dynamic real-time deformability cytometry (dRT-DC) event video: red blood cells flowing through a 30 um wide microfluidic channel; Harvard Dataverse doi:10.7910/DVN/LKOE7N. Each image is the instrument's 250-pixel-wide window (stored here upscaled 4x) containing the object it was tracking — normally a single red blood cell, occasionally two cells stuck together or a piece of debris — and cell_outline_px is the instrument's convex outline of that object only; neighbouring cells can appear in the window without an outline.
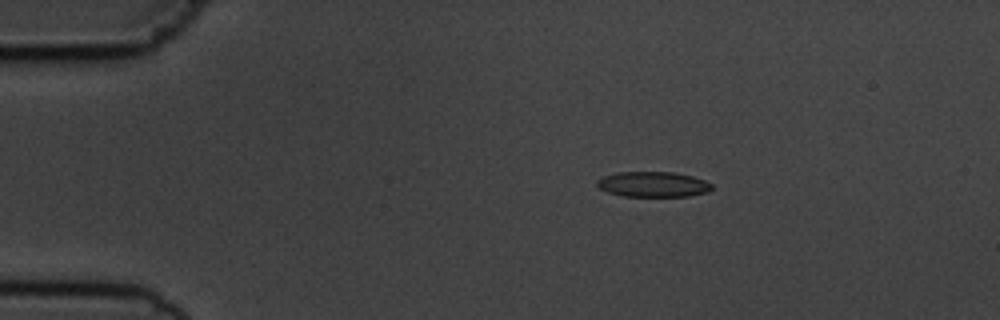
{"species": "common noctule bat (a hibernating species)", "species_latin": "Nyctalus noctula", "temperature_condition": "cold", "stored_images_in_passage": 4, "camera_frame_rate_fps": 3000, "um_per_image_px": 0.085, "animal": {"sex": "male", "body_mass_g": 19.5, "forearm_length_mm": 54.6}, "frame": {"image": 1, "passage_image": 1, "time_ms": 0.0, "image_size_px": [1000, 320], "cell_outline_px": [[712, 188], [708, 192], [688, 196], [620, 196], [608, 192], [600, 188], [596, 184], [596, 180], [604, 176], [616, 172], [676, 172], [692, 176], [704, 180], [712, 184]], "centroid_in_image_um": [55.5, 15.66], "position_along_channel_um": 29.5, "area_um2": 16.99}}
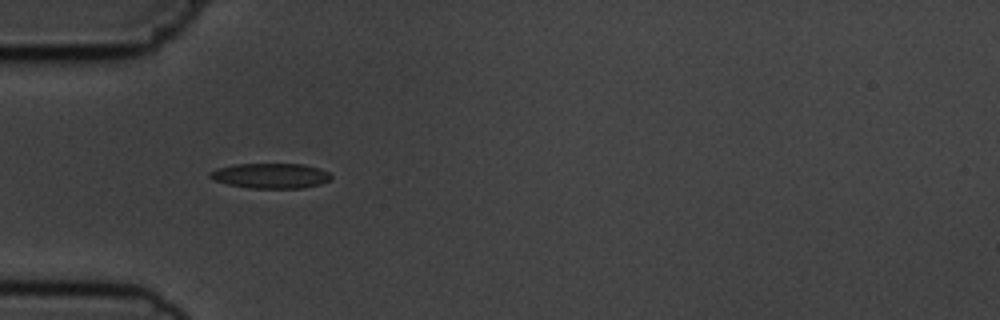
{"frame": {"image": 2, "passage_image": 3, "time_ms": 2.333, "image_size_px": [1000, 320], "cell_outline_px": [[332, 180], [320, 184], [304, 188], [248, 188], [228, 184], [212, 180], [208, 176], [208, 172], [216, 168], [236, 164], [304, 164], [320, 168], [328, 172], [332, 176]], "centroid_in_image_um": [23.0, 14.94], "position_along_channel_um": 62.0, "area_um2": 17.98}}
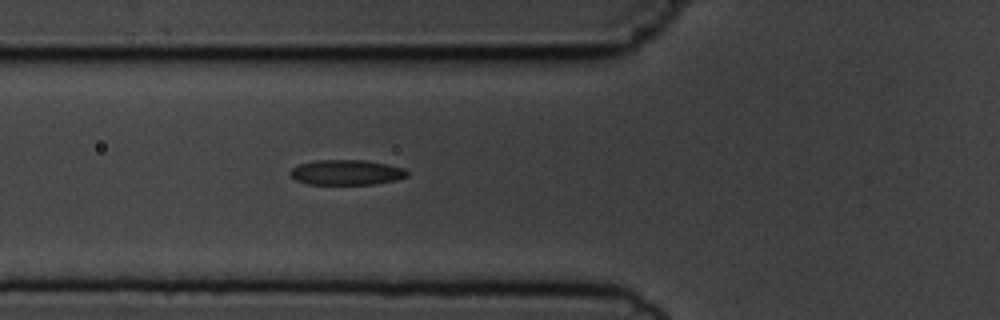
{"frame": {"image": 3, "passage_image": 4, "time_ms": 3.333, "image_size_px": [1000, 320], "cell_outline_px": [[408, 176], [396, 180], [372, 184], [308, 184], [296, 180], [288, 176], [288, 172], [296, 164], [316, 160], [364, 160], [388, 164], [404, 168], [408, 172]], "centroid_in_image_um": [29.4, 14.65], "position_along_channel_um": 96.4, "area_um2": 17.34}}